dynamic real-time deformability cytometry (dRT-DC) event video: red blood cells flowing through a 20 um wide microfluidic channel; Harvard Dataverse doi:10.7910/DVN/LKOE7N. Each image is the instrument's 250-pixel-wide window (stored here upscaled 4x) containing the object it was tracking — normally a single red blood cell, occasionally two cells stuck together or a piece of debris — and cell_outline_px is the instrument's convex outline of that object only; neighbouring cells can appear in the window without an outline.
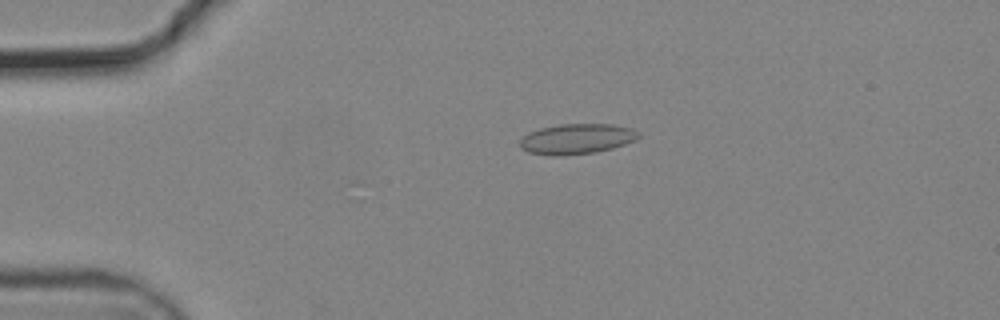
{"species": "common noctule bat (a hibernating species)", "species_latin": "Nyctalus noctula", "temperature_condition": "cold", "stored_images_in_passage": 41, "camera_frame_rate_fps": 3000, "um_per_image_px": 0.085, "animal": {"sex": "male", "body_mass_g": 19.2, "forearm_length_mm": 51.8}, "frame": {"image": 1, "passage_image": 1, "time_ms": 0.0, "image_size_px": [1000, 320], "cell_outline_px": [[640, 136], [636, 140], [612, 148], [596, 152], [560, 156], [552, 156], [528, 152], [520, 148], [520, 140], [528, 132], [540, 128], [560, 124], [612, 124], [632, 128], [640, 132]], "centroid_in_image_um": [49.02, 11.8], "position_along_channel_um": 36.0, "area_um2": 21.1}}
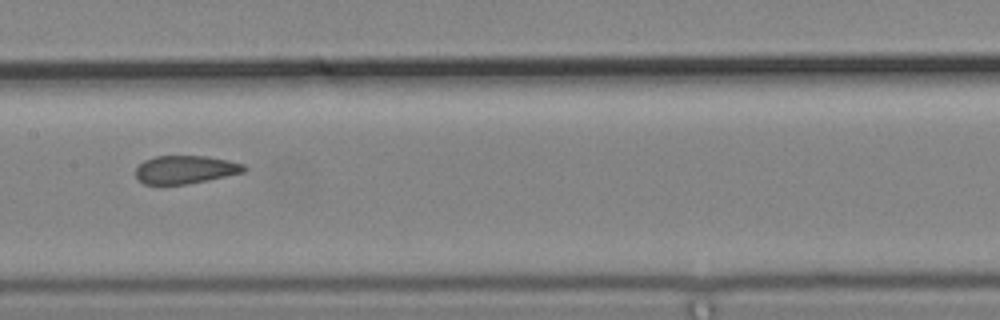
{"frame": {"image": 2, "passage_image": 17, "time_ms": 5.333, "image_size_px": [1000, 320], "cell_outline_px": [[248, 168], [244, 172], [208, 180], [188, 184], [144, 184], [136, 176], [136, 168], [144, 160], [156, 156], [208, 156], [228, 160], [244, 164]], "centroid_in_image_um": [15.78, 14.41], "position_along_channel_um": 191.6, "area_um2": 17.74}}
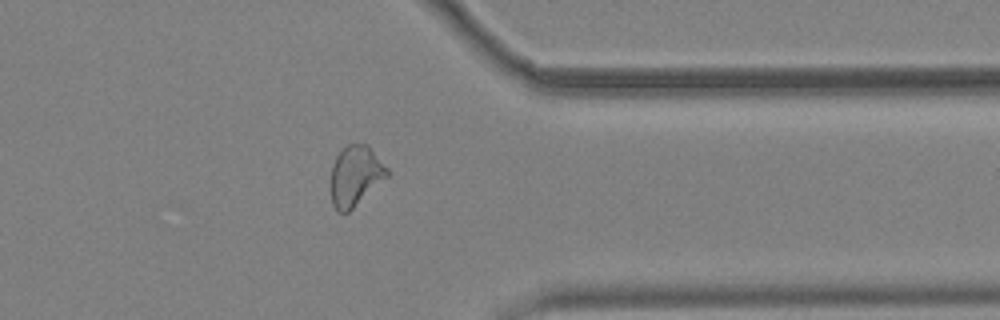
{"frame": {"image": 3, "passage_image": 33, "time_ms": 10.667, "image_size_px": [1000, 320], "cell_outline_px": [[388, 176], [348, 212], [336, 212], [332, 204], [332, 164], [336, 156], [348, 144], [368, 144], [388, 168]], "centroid_in_image_um": [30.22, 14.93], "position_along_channel_um": 381.2, "area_um2": 19.48}, "authors_computed_cell_mechanics": {"area_um2": 19.1896, "velocity_mm_per_s": 3.703, "shape_relaxation_time_tau1_ms": null, "shape_relaxation_time_tau2_ms": 1.5736, "deformation_change_tau1": null, "deformation_change_tau2": 0.0812}}